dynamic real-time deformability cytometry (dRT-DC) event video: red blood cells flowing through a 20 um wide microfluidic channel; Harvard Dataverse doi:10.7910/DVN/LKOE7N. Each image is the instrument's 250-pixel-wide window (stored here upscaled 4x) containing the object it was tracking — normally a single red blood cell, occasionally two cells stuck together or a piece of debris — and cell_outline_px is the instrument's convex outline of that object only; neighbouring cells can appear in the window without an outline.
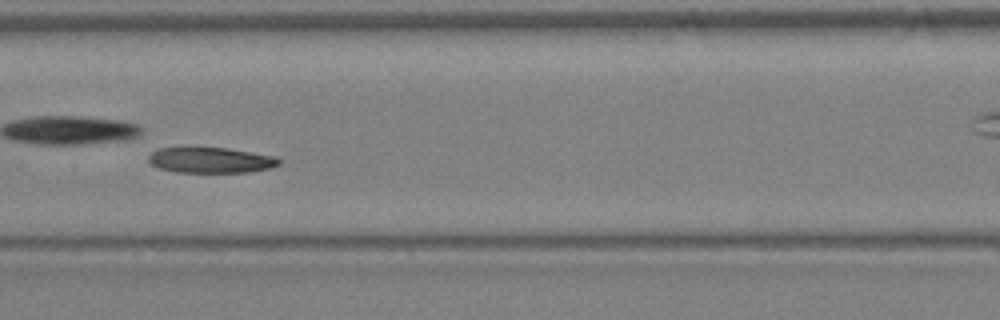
{"species": "Egyptian fruit bat (a non-hibernating species)", "species_latin": "Rousettus aegyptiacus", "temperature_condition": "warm", "stored_images_in_passage": 30, "camera_frame_rate_fps": 3000, "um_per_image_px": 0.085, "animal": {"sex": "female"}, "frame": {"image": 1, "passage_image": 17, "time_ms": 5.333, "image_size_px": [1000, 320], "cell_outline_px": [[280, 164], [272, 168], [252, 172], [176, 172], [160, 168], [152, 164], [148, 160], [148, 156], [152, 152], [160, 148], [184, 144], [188, 144], [228, 148], [276, 156], [280, 160]], "centroid_in_image_um": [17.88, 13.56], "position_along_channel_um": 189.5, "area_um2": 20.46}}